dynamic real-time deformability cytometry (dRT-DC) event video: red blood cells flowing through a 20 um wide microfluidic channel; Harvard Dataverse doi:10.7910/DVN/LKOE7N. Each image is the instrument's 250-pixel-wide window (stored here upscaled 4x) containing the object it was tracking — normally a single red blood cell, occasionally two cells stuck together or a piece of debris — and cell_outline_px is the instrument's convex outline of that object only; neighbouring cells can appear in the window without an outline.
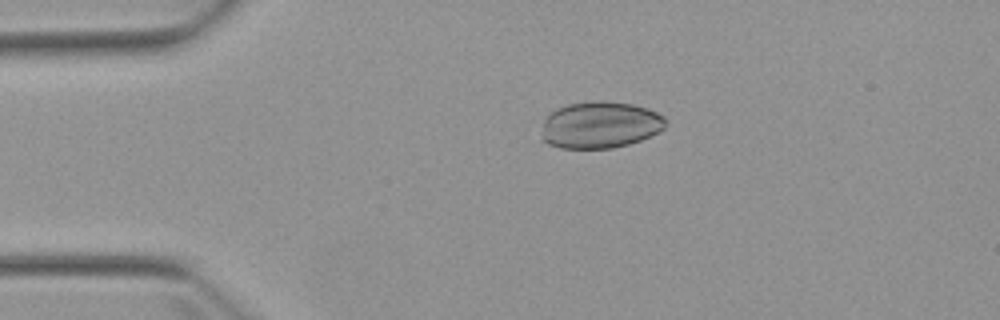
{"species": "Egyptian fruit bat (a non-hibernating species)", "species_latin": "Rousettus aegyptiacus", "temperature_condition": "warm", "stored_images_in_passage": 3, "camera_frame_rate_fps": 3000, "um_per_image_px": 0.085, "animal": {"sex": "female"}, "frame": {"image": 1, "passage_image": 2, "time_ms": 1.0, "image_size_px": [1000, 320], "cell_outline_px": [[664, 128], [640, 140], [628, 144], [612, 148], [560, 148], [548, 144], [544, 140], [544, 120], [556, 108], [568, 104], [596, 100], [632, 104], [648, 108], [664, 116]], "centroid_in_image_um": [51.01, 10.61], "position_along_channel_um": 34.0, "area_um2": 33.35}}